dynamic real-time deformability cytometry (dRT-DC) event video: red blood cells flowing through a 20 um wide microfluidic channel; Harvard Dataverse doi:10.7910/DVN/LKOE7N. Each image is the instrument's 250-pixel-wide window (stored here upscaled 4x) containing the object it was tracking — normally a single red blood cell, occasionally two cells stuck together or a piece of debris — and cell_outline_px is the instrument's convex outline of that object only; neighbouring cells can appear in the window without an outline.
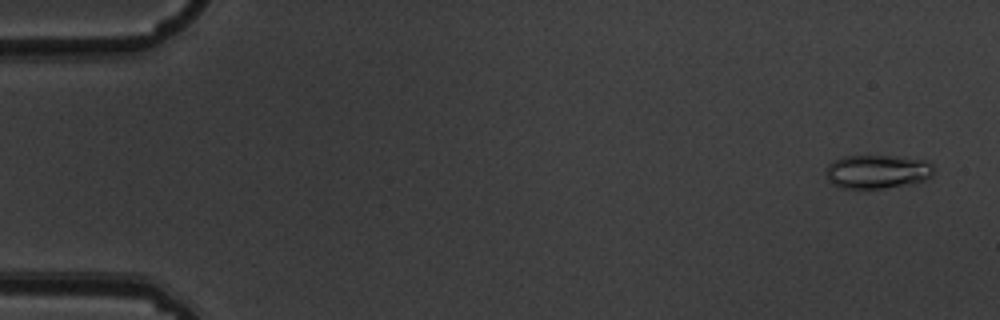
{"species": "common noctule bat (a hibernating species)", "species_latin": "Nyctalus noctula", "temperature_condition": "warm", "stored_images_in_passage": 4, "camera_frame_rate_fps": 3000, "um_per_image_px": 0.085, "animal": {"sex": "male", "body_mass_g": 19.5, "forearm_length_mm": 54.6}, "frame": {"image": 1, "passage_image": 1, "time_ms": 0.0, "image_size_px": [1000, 320], "cell_outline_px": [[932, 176], [924, 180], [912, 184], [884, 188], [844, 188], [832, 184], [828, 180], [824, 172], [828, 164], [844, 156], [892, 156], [928, 160], [932, 164]], "centroid_in_image_um": [74.56, 14.59], "position_along_channel_um": 10.4, "area_um2": 21.27}}